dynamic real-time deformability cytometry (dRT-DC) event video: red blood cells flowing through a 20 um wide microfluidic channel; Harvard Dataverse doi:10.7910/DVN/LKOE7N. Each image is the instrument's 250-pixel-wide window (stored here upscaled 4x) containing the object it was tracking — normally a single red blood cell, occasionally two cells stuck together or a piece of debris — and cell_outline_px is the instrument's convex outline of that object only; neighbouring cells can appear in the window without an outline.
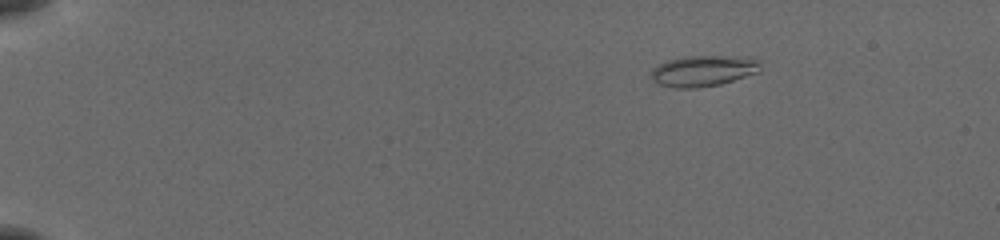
{"species": "common noctule bat (a hibernating species)", "species_latin": "Nyctalus noctula", "temperature_condition": "cold", "stored_images_in_passage": 44, "camera_frame_rate_fps": 3000, "um_per_image_px": 0.085, "animal": {"sex": "female", "body_mass_g": 19.5, "forearm_length_mm": 54.1}, "frame": {"image": 1, "passage_image": 1, "time_ms": 0.0, "image_size_px": [1000, 240], "cell_outline_px": [[760, 72], [720, 84], [696, 88], [672, 88], [660, 84], [652, 80], [652, 68], [668, 60], [684, 56], [752, 56], [760, 64]], "centroid_in_image_um": [59.81, 6.01], "position_along_channel_um": 25.2, "area_um2": 19.83}}
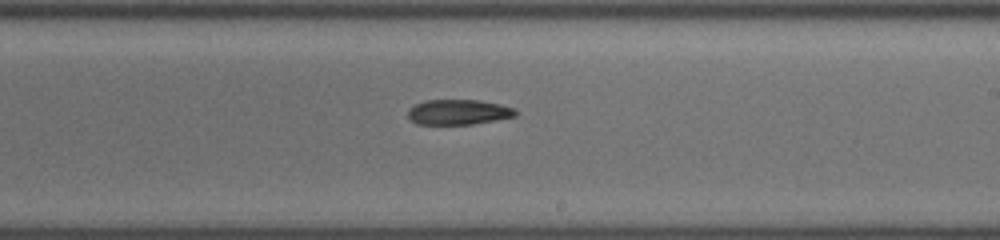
{"frame": {"image": 2, "passage_image": 24, "time_ms": 7.667, "image_size_px": [1000, 240], "cell_outline_px": [[520, 112], [516, 116], [496, 120], [472, 124], [416, 124], [408, 116], [408, 108], [424, 100], [480, 100], [500, 104], [516, 108]], "centroid_in_image_um": [39.01, 9.52], "position_along_channel_um": 250.0, "area_um2": 15.95}}
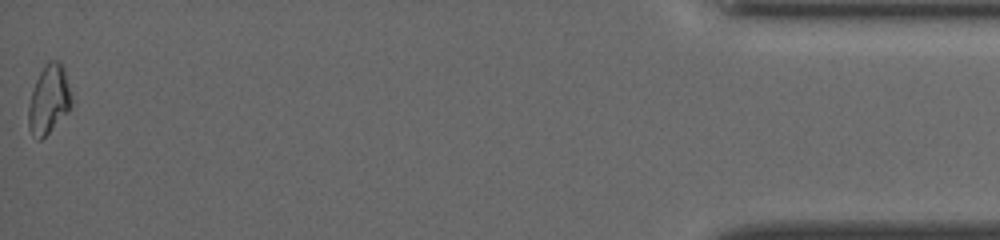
{"frame": {"image": 3, "passage_image": 44, "time_ms": 14.333, "image_size_px": [1000, 240], "cell_outline_px": [[72, 104], [68, 112], [40, 140], [36, 140], [32, 136], [28, 128], [28, 108], [32, 92], [36, 80], [40, 72], [48, 60], [60, 60], [64, 68], [72, 100]], "centroid_in_image_um": [4.14, 8.46], "position_along_channel_um": 431.1, "area_um2": 17.17}}